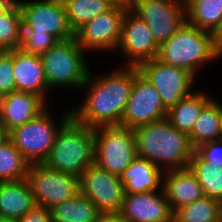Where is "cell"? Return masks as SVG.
<instances>
[{
	"label": "cell",
	"instance_id": "6da1fadb",
	"mask_svg": "<svg viewBox=\"0 0 222 222\" xmlns=\"http://www.w3.org/2000/svg\"><path fill=\"white\" fill-rule=\"evenodd\" d=\"M139 73L137 66L128 65L98 77H92L89 72L82 87L88 89L84 103L79 108H72V116L91 128L120 126L134 79Z\"/></svg>",
	"mask_w": 222,
	"mask_h": 222
},
{
	"label": "cell",
	"instance_id": "7a4b0ae2",
	"mask_svg": "<svg viewBox=\"0 0 222 222\" xmlns=\"http://www.w3.org/2000/svg\"><path fill=\"white\" fill-rule=\"evenodd\" d=\"M133 133L137 157L151 161L164 171L189 167L195 150L188 134L173 127L167 118L139 126Z\"/></svg>",
	"mask_w": 222,
	"mask_h": 222
},
{
	"label": "cell",
	"instance_id": "3957f363",
	"mask_svg": "<svg viewBox=\"0 0 222 222\" xmlns=\"http://www.w3.org/2000/svg\"><path fill=\"white\" fill-rule=\"evenodd\" d=\"M94 128L71 116L58 130L44 164L56 171L80 177L94 163Z\"/></svg>",
	"mask_w": 222,
	"mask_h": 222
},
{
	"label": "cell",
	"instance_id": "277c9868",
	"mask_svg": "<svg viewBox=\"0 0 222 222\" xmlns=\"http://www.w3.org/2000/svg\"><path fill=\"white\" fill-rule=\"evenodd\" d=\"M221 58L214 47L212 33L185 23L172 37L159 45L157 59L182 68L194 77L200 66Z\"/></svg>",
	"mask_w": 222,
	"mask_h": 222
},
{
	"label": "cell",
	"instance_id": "5b68a950",
	"mask_svg": "<svg viewBox=\"0 0 222 222\" xmlns=\"http://www.w3.org/2000/svg\"><path fill=\"white\" fill-rule=\"evenodd\" d=\"M83 52L85 53L73 37L58 41L41 55L48 91L61 86L82 89L90 72Z\"/></svg>",
	"mask_w": 222,
	"mask_h": 222
},
{
	"label": "cell",
	"instance_id": "8992f818",
	"mask_svg": "<svg viewBox=\"0 0 222 222\" xmlns=\"http://www.w3.org/2000/svg\"><path fill=\"white\" fill-rule=\"evenodd\" d=\"M48 107L37 117L8 133L9 139L29 164L44 163L50 154L61 126L72 116V110L62 115L56 125Z\"/></svg>",
	"mask_w": 222,
	"mask_h": 222
},
{
	"label": "cell",
	"instance_id": "52a82bcc",
	"mask_svg": "<svg viewBox=\"0 0 222 222\" xmlns=\"http://www.w3.org/2000/svg\"><path fill=\"white\" fill-rule=\"evenodd\" d=\"M94 162L109 173L120 176L137 157L133 129L121 126L94 128Z\"/></svg>",
	"mask_w": 222,
	"mask_h": 222
},
{
	"label": "cell",
	"instance_id": "ba28073f",
	"mask_svg": "<svg viewBox=\"0 0 222 222\" xmlns=\"http://www.w3.org/2000/svg\"><path fill=\"white\" fill-rule=\"evenodd\" d=\"M129 9L142 19L160 45L187 22L185 0H128Z\"/></svg>",
	"mask_w": 222,
	"mask_h": 222
},
{
	"label": "cell",
	"instance_id": "9c48e42d",
	"mask_svg": "<svg viewBox=\"0 0 222 222\" xmlns=\"http://www.w3.org/2000/svg\"><path fill=\"white\" fill-rule=\"evenodd\" d=\"M22 16V33H47L58 41L74 37L62 0H17Z\"/></svg>",
	"mask_w": 222,
	"mask_h": 222
},
{
	"label": "cell",
	"instance_id": "30bf717a",
	"mask_svg": "<svg viewBox=\"0 0 222 222\" xmlns=\"http://www.w3.org/2000/svg\"><path fill=\"white\" fill-rule=\"evenodd\" d=\"M26 179L35 204L47 209L80 192L79 177L51 169L44 163L31 164Z\"/></svg>",
	"mask_w": 222,
	"mask_h": 222
},
{
	"label": "cell",
	"instance_id": "8fae6325",
	"mask_svg": "<svg viewBox=\"0 0 222 222\" xmlns=\"http://www.w3.org/2000/svg\"><path fill=\"white\" fill-rule=\"evenodd\" d=\"M128 9V0H121L111 10L83 24L74 32L80 47L85 52L117 50L121 39L122 21Z\"/></svg>",
	"mask_w": 222,
	"mask_h": 222
},
{
	"label": "cell",
	"instance_id": "7c38bea8",
	"mask_svg": "<svg viewBox=\"0 0 222 222\" xmlns=\"http://www.w3.org/2000/svg\"><path fill=\"white\" fill-rule=\"evenodd\" d=\"M138 69L140 74L159 92L167 110L192 93L195 77L182 68L168 65L154 58L141 63Z\"/></svg>",
	"mask_w": 222,
	"mask_h": 222
},
{
	"label": "cell",
	"instance_id": "4fadbf2b",
	"mask_svg": "<svg viewBox=\"0 0 222 222\" xmlns=\"http://www.w3.org/2000/svg\"><path fill=\"white\" fill-rule=\"evenodd\" d=\"M167 113L159 92L139 73L134 79L120 126L134 130L139 126L167 118Z\"/></svg>",
	"mask_w": 222,
	"mask_h": 222
},
{
	"label": "cell",
	"instance_id": "5bb4252c",
	"mask_svg": "<svg viewBox=\"0 0 222 222\" xmlns=\"http://www.w3.org/2000/svg\"><path fill=\"white\" fill-rule=\"evenodd\" d=\"M80 193L90 199L101 213L120 212L124 190L120 176L109 173L95 162L79 177Z\"/></svg>",
	"mask_w": 222,
	"mask_h": 222
},
{
	"label": "cell",
	"instance_id": "9a60e30c",
	"mask_svg": "<svg viewBox=\"0 0 222 222\" xmlns=\"http://www.w3.org/2000/svg\"><path fill=\"white\" fill-rule=\"evenodd\" d=\"M117 50L128 58V66L138 67L158 55L159 44L148 25L130 9L126 11L122 21L121 39Z\"/></svg>",
	"mask_w": 222,
	"mask_h": 222
},
{
	"label": "cell",
	"instance_id": "2e32d148",
	"mask_svg": "<svg viewBox=\"0 0 222 222\" xmlns=\"http://www.w3.org/2000/svg\"><path fill=\"white\" fill-rule=\"evenodd\" d=\"M119 213L126 222H174L163 188L147 193H125Z\"/></svg>",
	"mask_w": 222,
	"mask_h": 222
},
{
	"label": "cell",
	"instance_id": "e0dca14e",
	"mask_svg": "<svg viewBox=\"0 0 222 222\" xmlns=\"http://www.w3.org/2000/svg\"><path fill=\"white\" fill-rule=\"evenodd\" d=\"M48 105L38 95L13 91L4 96L0 106V125L9 133L43 112Z\"/></svg>",
	"mask_w": 222,
	"mask_h": 222
},
{
	"label": "cell",
	"instance_id": "ac0fdd59",
	"mask_svg": "<svg viewBox=\"0 0 222 222\" xmlns=\"http://www.w3.org/2000/svg\"><path fill=\"white\" fill-rule=\"evenodd\" d=\"M13 75L16 90L36 94L47 103L48 85L41 56L13 49Z\"/></svg>",
	"mask_w": 222,
	"mask_h": 222
},
{
	"label": "cell",
	"instance_id": "d6986e66",
	"mask_svg": "<svg viewBox=\"0 0 222 222\" xmlns=\"http://www.w3.org/2000/svg\"><path fill=\"white\" fill-rule=\"evenodd\" d=\"M163 189L173 213L204 196L197 177L189 167L164 171Z\"/></svg>",
	"mask_w": 222,
	"mask_h": 222
},
{
	"label": "cell",
	"instance_id": "ffe728a7",
	"mask_svg": "<svg viewBox=\"0 0 222 222\" xmlns=\"http://www.w3.org/2000/svg\"><path fill=\"white\" fill-rule=\"evenodd\" d=\"M163 174L164 170L151 161L136 157L120 179L125 193L139 194L162 189Z\"/></svg>",
	"mask_w": 222,
	"mask_h": 222
},
{
	"label": "cell",
	"instance_id": "44dd1931",
	"mask_svg": "<svg viewBox=\"0 0 222 222\" xmlns=\"http://www.w3.org/2000/svg\"><path fill=\"white\" fill-rule=\"evenodd\" d=\"M35 205L27 179L0 182V217L18 220Z\"/></svg>",
	"mask_w": 222,
	"mask_h": 222
},
{
	"label": "cell",
	"instance_id": "7402d4cb",
	"mask_svg": "<svg viewBox=\"0 0 222 222\" xmlns=\"http://www.w3.org/2000/svg\"><path fill=\"white\" fill-rule=\"evenodd\" d=\"M211 100L212 98L206 93L193 91L168 110L167 119L173 127L189 134L203 108Z\"/></svg>",
	"mask_w": 222,
	"mask_h": 222
},
{
	"label": "cell",
	"instance_id": "603a6c76",
	"mask_svg": "<svg viewBox=\"0 0 222 222\" xmlns=\"http://www.w3.org/2000/svg\"><path fill=\"white\" fill-rule=\"evenodd\" d=\"M188 137L194 150L204 143L217 141L222 138L219 102L212 99L203 108Z\"/></svg>",
	"mask_w": 222,
	"mask_h": 222
},
{
	"label": "cell",
	"instance_id": "cb8c5ba5",
	"mask_svg": "<svg viewBox=\"0 0 222 222\" xmlns=\"http://www.w3.org/2000/svg\"><path fill=\"white\" fill-rule=\"evenodd\" d=\"M50 210L53 222H96L101 213L96 205L80 192Z\"/></svg>",
	"mask_w": 222,
	"mask_h": 222
},
{
	"label": "cell",
	"instance_id": "d4e9b609",
	"mask_svg": "<svg viewBox=\"0 0 222 222\" xmlns=\"http://www.w3.org/2000/svg\"><path fill=\"white\" fill-rule=\"evenodd\" d=\"M187 22L213 33L222 18V0H185Z\"/></svg>",
	"mask_w": 222,
	"mask_h": 222
},
{
	"label": "cell",
	"instance_id": "484cf974",
	"mask_svg": "<svg viewBox=\"0 0 222 222\" xmlns=\"http://www.w3.org/2000/svg\"><path fill=\"white\" fill-rule=\"evenodd\" d=\"M68 23L75 32L83 24L111 10L121 0H62Z\"/></svg>",
	"mask_w": 222,
	"mask_h": 222
},
{
	"label": "cell",
	"instance_id": "4316f807",
	"mask_svg": "<svg viewBox=\"0 0 222 222\" xmlns=\"http://www.w3.org/2000/svg\"><path fill=\"white\" fill-rule=\"evenodd\" d=\"M174 222H222V203L214 198L201 199L179 208Z\"/></svg>",
	"mask_w": 222,
	"mask_h": 222
},
{
	"label": "cell",
	"instance_id": "83f0119b",
	"mask_svg": "<svg viewBox=\"0 0 222 222\" xmlns=\"http://www.w3.org/2000/svg\"><path fill=\"white\" fill-rule=\"evenodd\" d=\"M30 164L8 138L0 145V182L27 178Z\"/></svg>",
	"mask_w": 222,
	"mask_h": 222
},
{
	"label": "cell",
	"instance_id": "f1b7e54d",
	"mask_svg": "<svg viewBox=\"0 0 222 222\" xmlns=\"http://www.w3.org/2000/svg\"><path fill=\"white\" fill-rule=\"evenodd\" d=\"M189 168L197 177L204 196L219 200L222 203V167H209L195 151Z\"/></svg>",
	"mask_w": 222,
	"mask_h": 222
},
{
	"label": "cell",
	"instance_id": "f546056e",
	"mask_svg": "<svg viewBox=\"0 0 222 222\" xmlns=\"http://www.w3.org/2000/svg\"><path fill=\"white\" fill-rule=\"evenodd\" d=\"M22 42V16L16 1L0 14V51L20 48Z\"/></svg>",
	"mask_w": 222,
	"mask_h": 222
},
{
	"label": "cell",
	"instance_id": "4dcf8cb0",
	"mask_svg": "<svg viewBox=\"0 0 222 222\" xmlns=\"http://www.w3.org/2000/svg\"><path fill=\"white\" fill-rule=\"evenodd\" d=\"M58 40L47 33H22V42L20 48L33 55L46 53Z\"/></svg>",
	"mask_w": 222,
	"mask_h": 222
},
{
	"label": "cell",
	"instance_id": "1f68e13d",
	"mask_svg": "<svg viewBox=\"0 0 222 222\" xmlns=\"http://www.w3.org/2000/svg\"><path fill=\"white\" fill-rule=\"evenodd\" d=\"M13 91H16L13 50L0 51V92L5 96Z\"/></svg>",
	"mask_w": 222,
	"mask_h": 222
},
{
	"label": "cell",
	"instance_id": "d6a6232c",
	"mask_svg": "<svg viewBox=\"0 0 222 222\" xmlns=\"http://www.w3.org/2000/svg\"><path fill=\"white\" fill-rule=\"evenodd\" d=\"M195 152L208 163L211 168L222 167V139L204 143Z\"/></svg>",
	"mask_w": 222,
	"mask_h": 222
},
{
	"label": "cell",
	"instance_id": "836d02e7",
	"mask_svg": "<svg viewBox=\"0 0 222 222\" xmlns=\"http://www.w3.org/2000/svg\"><path fill=\"white\" fill-rule=\"evenodd\" d=\"M18 222H53L51 217V210L35 205L23 217H20Z\"/></svg>",
	"mask_w": 222,
	"mask_h": 222
},
{
	"label": "cell",
	"instance_id": "e575fe53",
	"mask_svg": "<svg viewBox=\"0 0 222 222\" xmlns=\"http://www.w3.org/2000/svg\"><path fill=\"white\" fill-rule=\"evenodd\" d=\"M213 43L217 54L222 56V18L219 26L212 33Z\"/></svg>",
	"mask_w": 222,
	"mask_h": 222
},
{
	"label": "cell",
	"instance_id": "d590c367",
	"mask_svg": "<svg viewBox=\"0 0 222 222\" xmlns=\"http://www.w3.org/2000/svg\"><path fill=\"white\" fill-rule=\"evenodd\" d=\"M96 222H126L119 212L100 213Z\"/></svg>",
	"mask_w": 222,
	"mask_h": 222
},
{
	"label": "cell",
	"instance_id": "8d00e7d4",
	"mask_svg": "<svg viewBox=\"0 0 222 222\" xmlns=\"http://www.w3.org/2000/svg\"><path fill=\"white\" fill-rule=\"evenodd\" d=\"M17 0H0V14L6 12Z\"/></svg>",
	"mask_w": 222,
	"mask_h": 222
},
{
	"label": "cell",
	"instance_id": "74e56055",
	"mask_svg": "<svg viewBox=\"0 0 222 222\" xmlns=\"http://www.w3.org/2000/svg\"><path fill=\"white\" fill-rule=\"evenodd\" d=\"M8 138H9V137H8V132H7V130H6L3 126L0 125V145H1L4 141H6Z\"/></svg>",
	"mask_w": 222,
	"mask_h": 222
},
{
	"label": "cell",
	"instance_id": "f35d334b",
	"mask_svg": "<svg viewBox=\"0 0 222 222\" xmlns=\"http://www.w3.org/2000/svg\"><path fill=\"white\" fill-rule=\"evenodd\" d=\"M0 222H18V220L17 219L2 218V217H0Z\"/></svg>",
	"mask_w": 222,
	"mask_h": 222
},
{
	"label": "cell",
	"instance_id": "ab89813d",
	"mask_svg": "<svg viewBox=\"0 0 222 222\" xmlns=\"http://www.w3.org/2000/svg\"><path fill=\"white\" fill-rule=\"evenodd\" d=\"M220 127L222 131V104H220Z\"/></svg>",
	"mask_w": 222,
	"mask_h": 222
},
{
	"label": "cell",
	"instance_id": "60d3db41",
	"mask_svg": "<svg viewBox=\"0 0 222 222\" xmlns=\"http://www.w3.org/2000/svg\"><path fill=\"white\" fill-rule=\"evenodd\" d=\"M3 98H4V95L0 92V106H1V103L3 101Z\"/></svg>",
	"mask_w": 222,
	"mask_h": 222
}]
</instances>
